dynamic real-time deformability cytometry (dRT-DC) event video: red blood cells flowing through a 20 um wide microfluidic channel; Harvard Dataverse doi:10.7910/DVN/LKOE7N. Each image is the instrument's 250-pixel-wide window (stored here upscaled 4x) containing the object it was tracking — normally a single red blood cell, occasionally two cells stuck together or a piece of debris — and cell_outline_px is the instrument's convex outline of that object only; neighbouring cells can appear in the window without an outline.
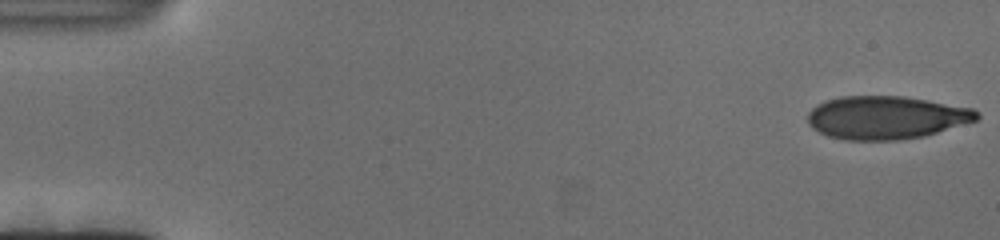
{"species": "human", "species_latin": "Homo sapiens", "temperature_condition": "cold", "stored_images_in_passage": 64, "camera_frame_rate_fps": 3000, "um_per_image_px": 0.085, "donor": {"sex": "female"}, "frame": {"image": 1, "passage_image": 1, "time_ms": 0.0, "image_size_px": [1000, 240], "cell_outline_px": [[980, 116], [976, 120], [924, 136], [900, 140], [844, 140], [828, 136], [812, 128], [808, 124], [808, 112], [816, 104], [824, 100], [840, 96], [904, 96], [928, 100], [972, 108], [980, 112]], "centroid_in_image_um": [75.29, 9.98], "position_along_channel_um": 9.7, "area_um2": 42.66}}
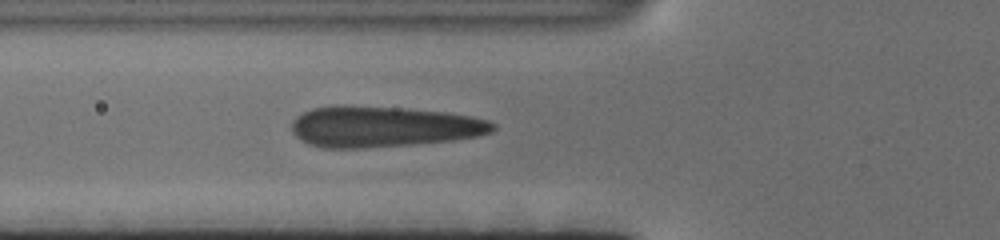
{"frame": {"image": 2, "passage_image": 46, "time_ms": 15.0, "image_size_px": [1000, 240], "cell_outline_px": [[496, 128], [492, 132], [476, 136], [452, 140], [412, 144], [364, 148], [324, 148], [308, 144], [300, 140], [292, 132], [292, 120], [296, 116], [312, 108], [336, 104], [344, 104], [400, 108], [444, 112], [472, 116], [488, 120], [496, 124]], "centroid_in_image_um": [32.53, 10.75], "position_along_channel_um": 93.3, "area_um2": 48.21}}
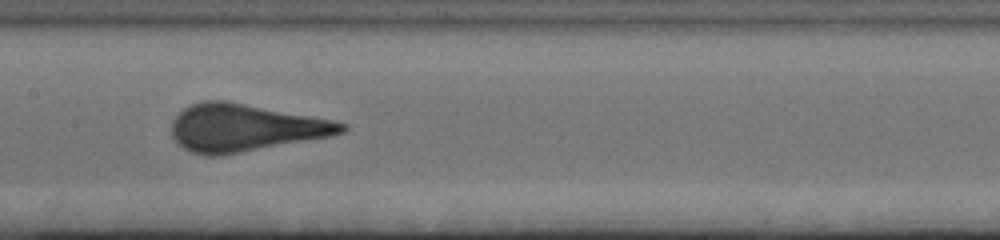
{"frame": {"image": 3, "passage_image": 64, "time_ms": 21.0, "image_size_px": [1000, 240], "cell_outline_px": [[348, 128], [344, 132], [332, 136], [220, 156], [204, 156], [192, 152], [184, 148], [172, 136], [172, 120], [184, 108], [192, 104], [204, 100], [224, 100], [336, 120], [348, 124]], "centroid_in_image_um": [20.85, 10.86], "position_along_channel_um": 186.5, "area_um2": 46.99}}